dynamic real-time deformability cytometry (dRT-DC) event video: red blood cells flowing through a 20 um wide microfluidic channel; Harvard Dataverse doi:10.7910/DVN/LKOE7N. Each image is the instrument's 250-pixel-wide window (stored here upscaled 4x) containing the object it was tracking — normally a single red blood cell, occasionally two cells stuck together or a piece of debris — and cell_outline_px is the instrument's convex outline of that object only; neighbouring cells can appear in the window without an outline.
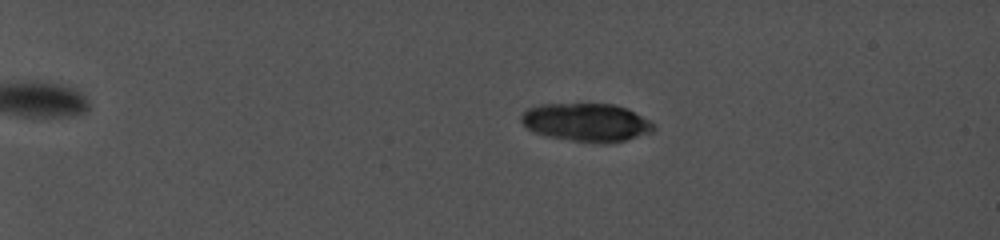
{"species": "common noctule bat (a hibernating species)", "species_latin": "Nyctalus noctula", "temperature_condition": "cold", "stored_images_in_passage": 28, "camera_frame_rate_fps": 5000, "um_per_image_px": 0.085, "animal": {"sex": "female", "body_mass_g": 19.0, "forearm_length_mm": 56.7}, "frame": {"image": 1, "passage_image": 12, "time_ms": 3.0, "image_size_px": [1000, 240], "cell_outline_px": [[656, 128], [652, 132], [628, 140], [604, 144], [596, 144], [544, 136], [532, 132], [520, 120], [520, 116], [528, 108], [544, 104], [612, 104], [628, 108], [648, 120]], "centroid_in_image_um": [49.85, 10.42], "position_along_channel_um": 35.2, "area_um2": 29.71}}
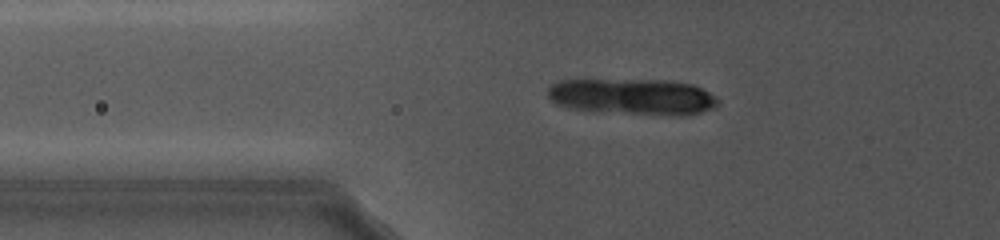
{"frame": {"image": 2, "passage_image": 28, "time_ms": 7.2, "image_size_px": [1000, 240], "cell_outline_px": [[720, 104], [712, 108], [700, 112], [632, 112], [576, 108], [560, 104], [552, 100], [548, 96], [548, 88], [556, 80], [668, 80], [692, 84], [716, 96], [720, 100]], "centroid_in_image_um": [53.76, 8.14], "position_along_channel_um": 72.0, "area_um2": 33.93}}